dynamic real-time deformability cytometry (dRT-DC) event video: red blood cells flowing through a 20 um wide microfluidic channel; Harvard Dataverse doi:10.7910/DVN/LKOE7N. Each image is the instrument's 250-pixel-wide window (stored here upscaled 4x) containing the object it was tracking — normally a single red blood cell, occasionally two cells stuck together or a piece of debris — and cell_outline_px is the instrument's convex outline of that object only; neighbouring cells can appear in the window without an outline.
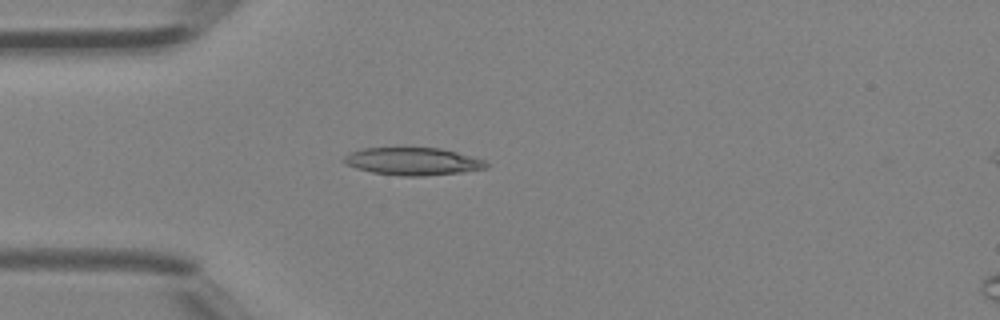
{"species": "Egyptian fruit bat (a non-hibernating species)", "species_latin": "Rousettus aegyptiacus", "temperature_condition": "room temperature", "stored_images_in_passage": 2, "camera_frame_rate_fps": 3000, "um_per_image_px": 0.085, "animal": {"sex": "female"}, "frame": {"image": 1, "passage_image": 2, "time_ms": 0.333, "image_size_px": [1000, 320], "cell_outline_px": [[488, 168], [460, 172], [424, 176], [400, 176], [372, 172], [356, 168], [340, 160], [344, 156], [352, 152], [364, 148], [440, 148], [456, 152], [484, 160], [488, 164]], "centroid_in_image_um": [35.08, 13.72], "position_along_channel_um": 49.9, "area_um2": 22.66}}